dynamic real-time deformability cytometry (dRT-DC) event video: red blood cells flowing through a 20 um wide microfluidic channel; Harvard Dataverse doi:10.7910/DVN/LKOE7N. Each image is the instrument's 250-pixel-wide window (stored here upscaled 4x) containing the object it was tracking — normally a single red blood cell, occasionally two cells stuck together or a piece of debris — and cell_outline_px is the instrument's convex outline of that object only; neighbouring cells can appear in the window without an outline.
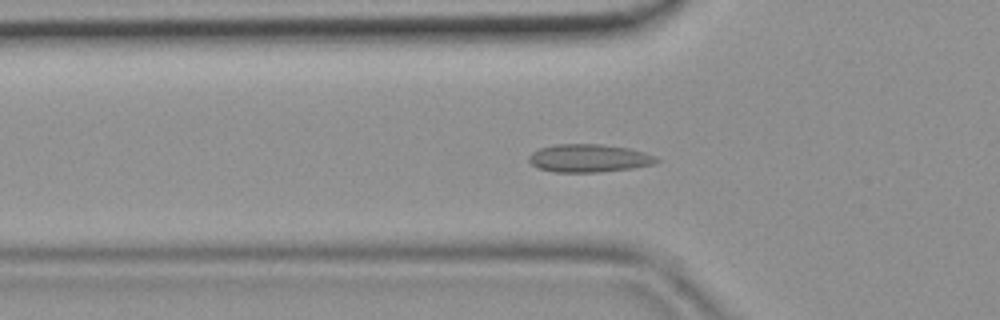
{"species": "common noctule bat (a hibernating species)", "species_latin": "Nyctalus noctula", "temperature_condition": "room temperature", "stored_images_in_passage": 46, "camera_frame_rate_fps": 3000, "um_per_image_px": 0.085, "animal": {"sex": "female", "body_mass_g": 19.9}, "frame": {"image": 1, "passage_image": 15, "time_ms": 4.667, "image_size_px": [1000, 320], "cell_outline_px": [[660, 160], [652, 164], [632, 168], [600, 172], [556, 172], [540, 168], [532, 164], [528, 160], [528, 156], [532, 152], [540, 148], [556, 144], [600, 144], [628, 148], [644, 152], [656, 156]], "centroid_in_image_um": [50.06, 13.44], "position_along_channel_um": 75.7, "area_um2": 20.69}}
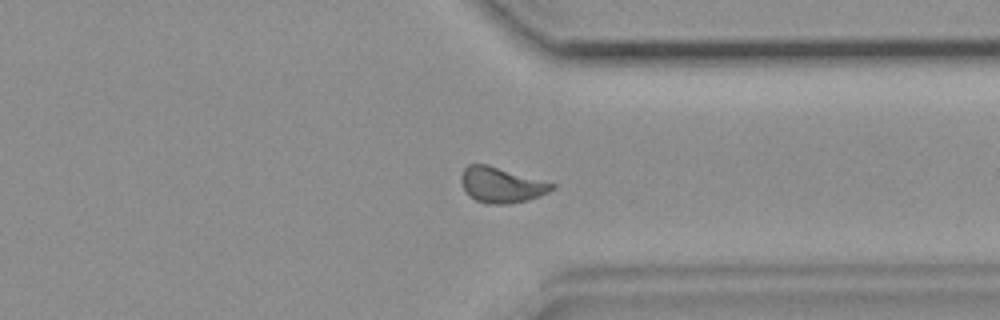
{"frame": {"image": 2, "passage_image": 35, "time_ms": 11.333, "image_size_px": [1000, 320], "cell_outline_px": [[556, 188], [540, 196], [528, 200], [508, 204], [488, 204], [476, 200], [468, 196], [460, 180], [460, 176], [464, 168], [468, 164], [488, 164], [556, 184]], "centroid_in_image_um": [42.61, 15.72], "position_along_channel_um": 368.8, "area_um2": 18.9}}
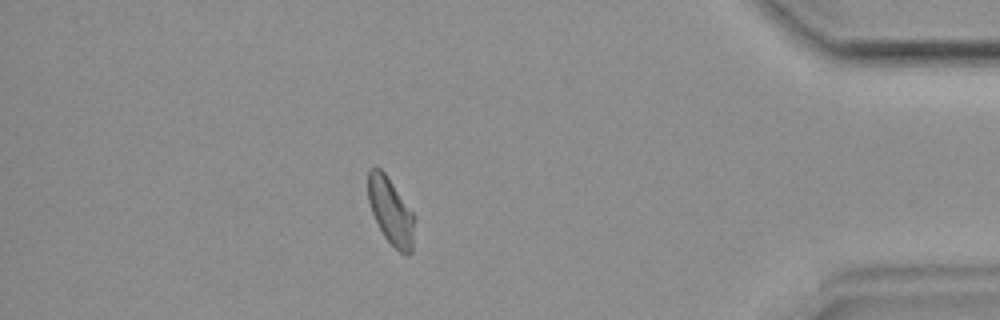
{"frame": {"image": 3, "passage_image": 40, "time_ms": 13.0, "image_size_px": [1000, 320], "cell_outline_px": [[412, 252], [408, 256], [404, 256], [384, 236], [372, 212], [368, 200], [368, 172], [372, 168], [380, 168], [384, 172], [412, 212]], "centroid_in_image_um": [33.18, 17.96], "position_along_channel_um": 402.0, "area_um2": 17.28}}